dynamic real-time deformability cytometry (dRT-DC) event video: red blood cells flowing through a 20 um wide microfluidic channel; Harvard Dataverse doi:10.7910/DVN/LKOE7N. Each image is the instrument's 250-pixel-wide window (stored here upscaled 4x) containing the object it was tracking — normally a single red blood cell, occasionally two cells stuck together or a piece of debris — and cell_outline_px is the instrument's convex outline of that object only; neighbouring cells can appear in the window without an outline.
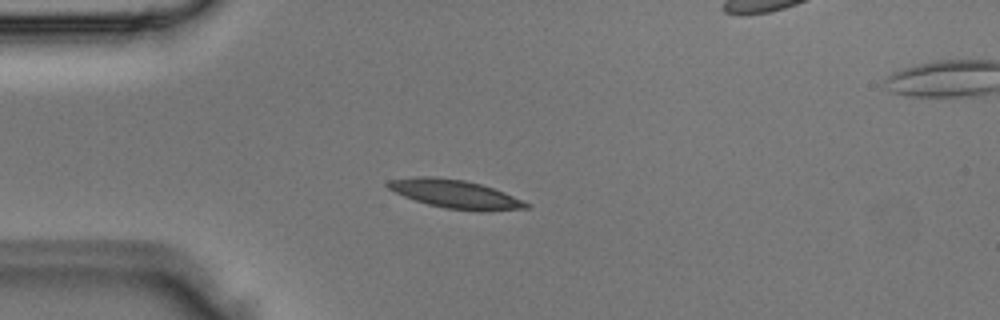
{"species": "Egyptian fruit bat (a non-hibernating species)", "species_latin": "Rousettus aegyptiacus", "temperature_condition": "room temperature", "stored_images_in_passage": 4, "camera_frame_rate_fps": 3000, "um_per_image_px": 0.085, "animal": {"sex": "male"}, "frame": {"image": 1, "passage_image": 3, "time_ms": 0.667, "image_size_px": [1000, 320], "cell_outline_px": [[532, 204], [528, 208], [480, 212], [444, 208], [428, 204], [404, 196], [388, 188], [384, 184], [388, 180], [416, 176], [432, 176], [464, 180], [480, 184], [504, 192]], "centroid_in_image_um": [38.7, 16.5], "position_along_channel_um": 46.3, "area_um2": 23.0}}